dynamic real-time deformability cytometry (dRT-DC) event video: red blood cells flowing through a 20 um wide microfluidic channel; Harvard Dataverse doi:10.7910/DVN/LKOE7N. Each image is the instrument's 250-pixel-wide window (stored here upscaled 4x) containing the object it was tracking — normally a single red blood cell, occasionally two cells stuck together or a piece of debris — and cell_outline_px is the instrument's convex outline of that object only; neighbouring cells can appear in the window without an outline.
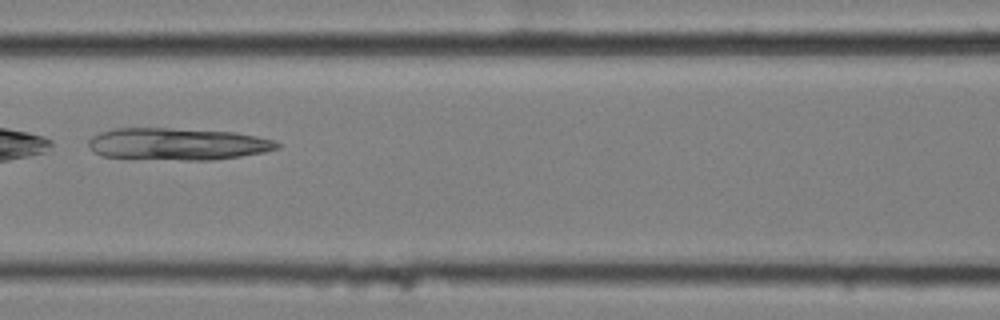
{"species": "common noctule bat (a hibernating species)", "species_latin": "Nyctalus noctula", "temperature_condition": "cold", "stored_images_in_passage": 8, "camera_frame_rate_fps": 3000, "um_per_image_px": 0.085, "animal": {"sex": "female", "body_mass_g": 25.1}, "frame": {"image": 1, "passage_image": 6, "time_ms": 1.667, "image_size_px": [1000, 320], "cell_outline_px": [[280, 148], [264, 152], [240, 156], [212, 160], [184, 160], [100, 156], [92, 152], [88, 148], [88, 140], [92, 136], [100, 132], [116, 128], [172, 128], [236, 132], [276, 140], [280, 144]], "centroid_in_image_um": [15.08, 12.23], "position_along_channel_um": 151.5, "area_um2": 35.43}}
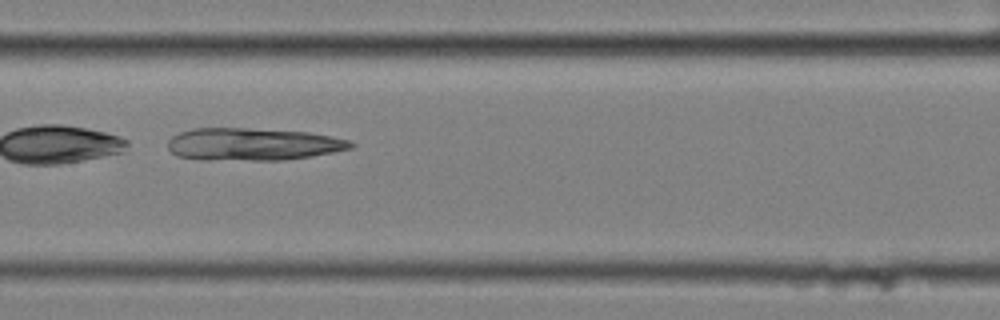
{"frame": {"image": 2, "passage_image": 7, "time_ms": 2.0, "image_size_px": [1000, 320], "cell_outline_px": [[356, 144], [352, 148], [332, 152], [284, 160], [196, 160], [176, 156], [168, 148], [168, 140], [172, 136], [180, 132], [192, 128], [248, 128], [308, 132], [332, 136], [348, 140]], "centroid_in_image_um": [21.44, 12.26], "position_along_channel_um": 186.0, "area_um2": 34.8}}